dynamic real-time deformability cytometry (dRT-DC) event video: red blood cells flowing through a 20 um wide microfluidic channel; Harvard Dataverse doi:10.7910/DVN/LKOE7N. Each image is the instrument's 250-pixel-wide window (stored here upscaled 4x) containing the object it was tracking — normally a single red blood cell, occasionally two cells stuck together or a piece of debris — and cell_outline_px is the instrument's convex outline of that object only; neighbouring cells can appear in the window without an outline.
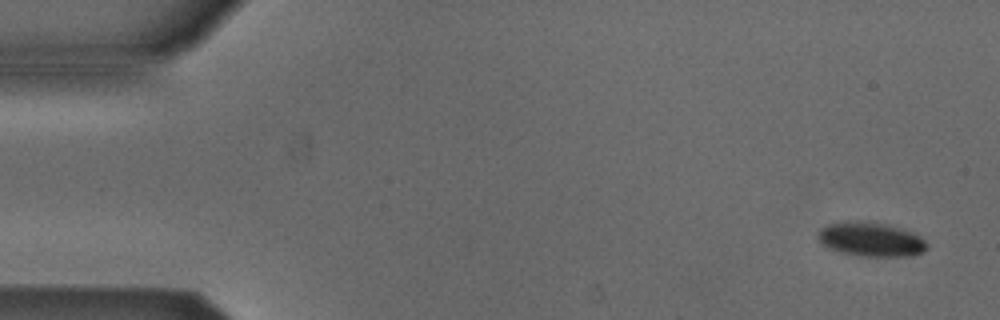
{"species": "Egyptian fruit bat (a non-hibernating species)", "species_latin": "Rousettus aegyptiacus", "temperature_condition": "cold", "stored_images_in_passage": 4, "camera_frame_rate_fps": 3000, "um_per_image_px": 0.085, "animal": {"sex": "male"}, "frame": {"image": 1, "passage_image": 2, "time_ms": 0.333, "image_size_px": [1000, 320], "cell_outline_px": [[928, 248], [924, 252], [912, 256], [860, 256], [840, 252], [828, 248], [816, 236], [820, 228], [828, 224], [856, 220], [860, 220], [888, 224], [904, 228], [920, 236], [928, 244]], "centroid_in_image_um": [74.06, 20.34], "position_along_channel_um": 10.9, "area_um2": 22.02}}